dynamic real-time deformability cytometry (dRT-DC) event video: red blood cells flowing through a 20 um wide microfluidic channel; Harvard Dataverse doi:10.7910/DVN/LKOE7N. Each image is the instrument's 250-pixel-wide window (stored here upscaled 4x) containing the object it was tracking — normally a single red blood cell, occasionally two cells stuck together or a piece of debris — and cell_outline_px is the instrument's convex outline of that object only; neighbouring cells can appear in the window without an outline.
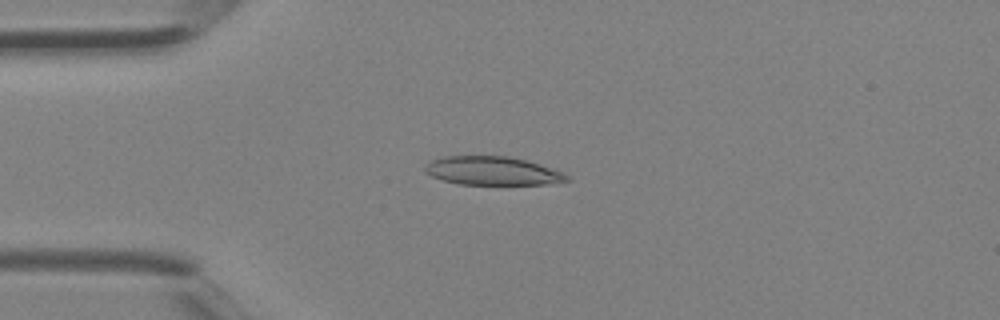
{"species": "Egyptian fruit bat (a non-hibernating species)", "species_latin": "Rousettus aegyptiacus", "temperature_condition": "room temperature", "stored_images_in_passage": 3, "camera_frame_rate_fps": 3000, "um_per_image_px": 0.085, "animal": {"sex": "female"}, "frame": {"image": 1, "passage_image": 2, "time_ms": 0.333, "image_size_px": [1000, 320], "cell_outline_px": [[572, 180], [548, 184], [460, 184], [444, 180], [432, 176], [424, 172], [424, 164], [428, 160], [444, 156], [508, 156], [540, 164], [564, 172]], "centroid_in_image_um": [41.84, 14.51], "position_along_channel_um": 43.2, "area_um2": 23.7}}
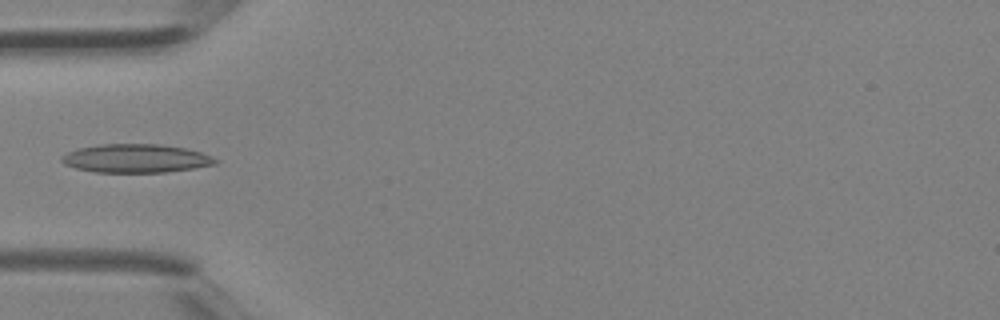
{"frame": {"image": 2, "passage_image": 3, "time_ms": 0.667, "image_size_px": [1000, 320], "cell_outline_px": [[220, 160], [216, 164], [196, 168], [164, 172], [92, 172], [76, 168], [64, 164], [60, 160], [60, 156], [76, 148], [100, 144], [160, 144], [184, 148], [200, 152]], "centroid_in_image_um": [11.52, 13.46], "position_along_channel_um": 73.5, "area_um2": 25.66}}